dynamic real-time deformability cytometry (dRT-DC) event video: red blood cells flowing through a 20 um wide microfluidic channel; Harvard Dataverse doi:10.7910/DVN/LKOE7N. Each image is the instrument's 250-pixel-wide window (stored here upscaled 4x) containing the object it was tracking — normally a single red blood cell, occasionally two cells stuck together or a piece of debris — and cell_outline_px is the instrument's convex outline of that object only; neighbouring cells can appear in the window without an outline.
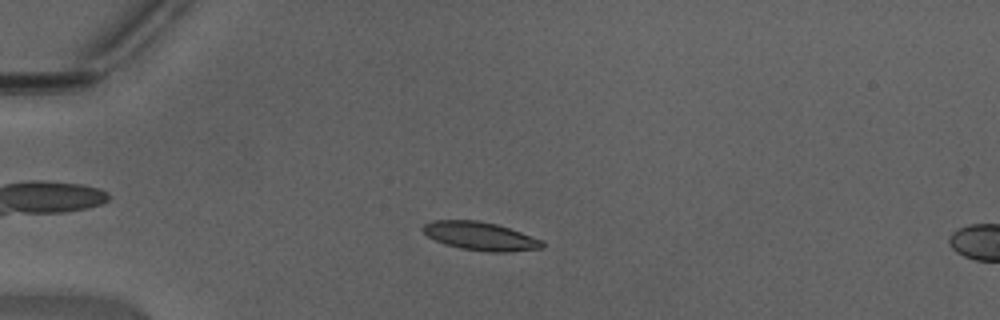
{"species": "Egyptian fruit bat (a non-hibernating species)", "species_latin": "Rousettus aegyptiacus", "temperature_condition": "warm", "stored_images_in_passage": 45, "camera_frame_rate_fps": 3000, "um_per_image_px": 0.085, "animal": {"sex": "male"}, "frame": {"image": 1, "passage_image": 11, "time_ms": 3.333, "image_size_px": [1000, 320], "cell_outline_px": [[544, 248], [504, 252], [488, 252], [460, 248], [444, 244], [428, 236], [420, 228], [424, 224], [432, 220], [476, 220], [496, 224], [544, 240]], "centroid_in_image_um": [40.82, 20.07], "position_along_channel_um": 44.2, "area_um2": 19.71}}
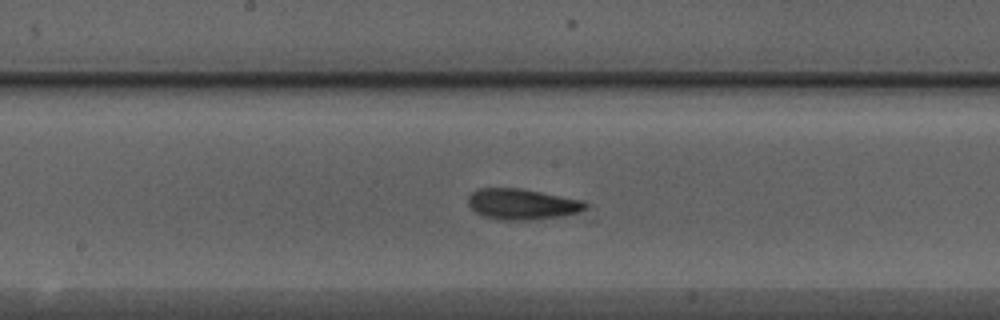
{"frame": {"image": 2, "passage_image": 24, "time_ms": 7.667, "image_size_px": [1000, 320], "cell_outline_px": [[588, 208], [580, 212], [560, 216], [524, 220], [500, 220], [484, 216], [476, 212], [468, 204], [468, 196], [472, 192], [480, 188], [520, 188], [584, 200], [588, 204]], "centroid_in_image_um": [44.4, 17.34], "position_along_channel_um": 203.8, "area_um2": 21.04}}
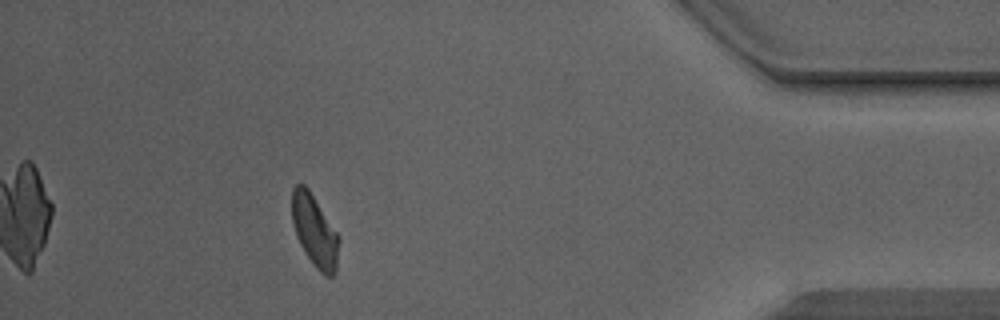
{"frame": {"image": 3, "passage_image": 41, "time_ms": 13.333, "image_size_px": [1000, 320], "cell_outline_px": [[340, 240], [336, 268], [332, 276], [324, 276], [312, 264], [300, 244], [292, 220], [292, 188], [296, 184], [304, 184], [308, 188], [340, 236]], "centroid_in_image_um": [26.76, 19.62], "position_along_channel_um": 408.4, "area_um2": 19.59}, "authors_computed_cell_mechanics": {"area_um2": 19.5942, "velocity_mm_per_s": 4.424, "shape_relaxation_time_tau1_ms": 3.4663, "shape_relaxation_time_tau2_ms": 2.9519, "deformation_change_tau1": 0.1401, "deformation_change_tau2": 0.1218}}